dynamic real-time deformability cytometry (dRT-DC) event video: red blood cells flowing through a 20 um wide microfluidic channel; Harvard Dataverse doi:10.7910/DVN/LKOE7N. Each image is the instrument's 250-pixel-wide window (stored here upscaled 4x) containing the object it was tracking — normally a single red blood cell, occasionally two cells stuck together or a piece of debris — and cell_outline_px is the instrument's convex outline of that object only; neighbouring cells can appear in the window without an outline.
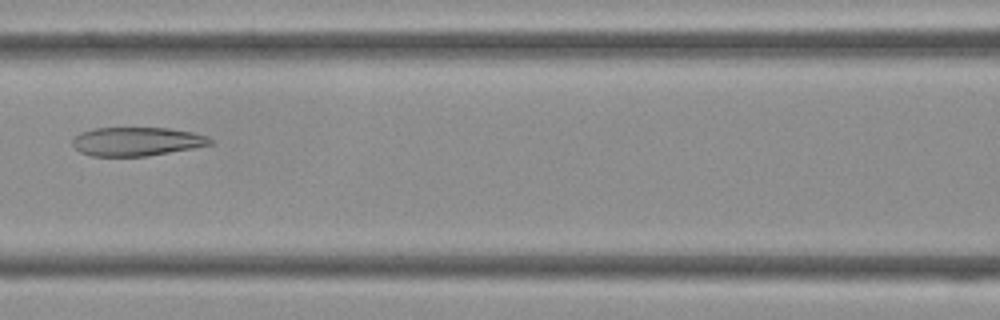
{"species": "Egyptian fruit bat (a non-hibernating species)", "species_latin": "Rousettus aegyptiacus", "temperature_condition": "cold", "stored_images_in_passage": 43, "camera_frame_rate_fps": 3000, "um_per_image_px": 0.085, "frame": {"image": 1, "passage_image": 19, "time_ms": 6.0, "image_size_px": [1000, 320], "cell_outline_px": [[212, 144], [192, 148], [148, 156], [92, 156], [80, 152], [72, 144], [72, 140], [80, 132], [92, 128], [168, 128], [192, 132], [208, 136], [212, 140]], "centroid_in_image_um": [11.6, 12.02], "position_along_channel_um": 155.0, "area_um2": 23.0}}
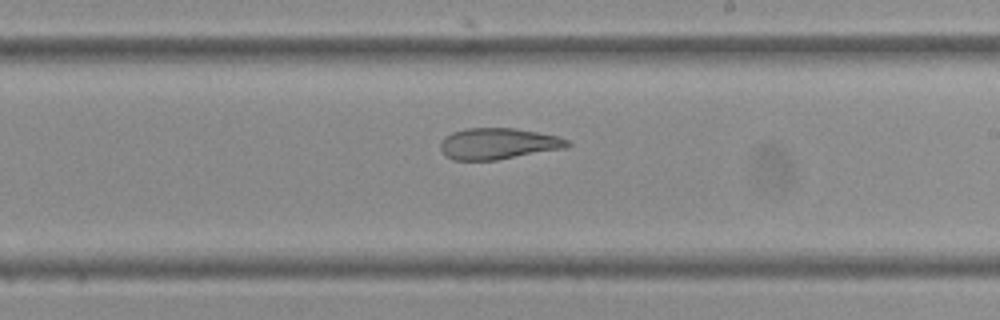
{"frame": {"image": 2, "passage_image": 25, "time_ms": 8.0, "image_size_px": [1000, 320], "cell_outline_px": [[572, 144], [568, 148], [496, 160], [452, 160], [444, 156], [440, 148], [440, 140], [444, 136], [452, 132], [468, 128], [516, 128], [560, 136], [568, 140]], "centroid_in_image_um": [42.35, 12.21], "position_along_channel_um": 246.6, "area_um2": 23.52}}
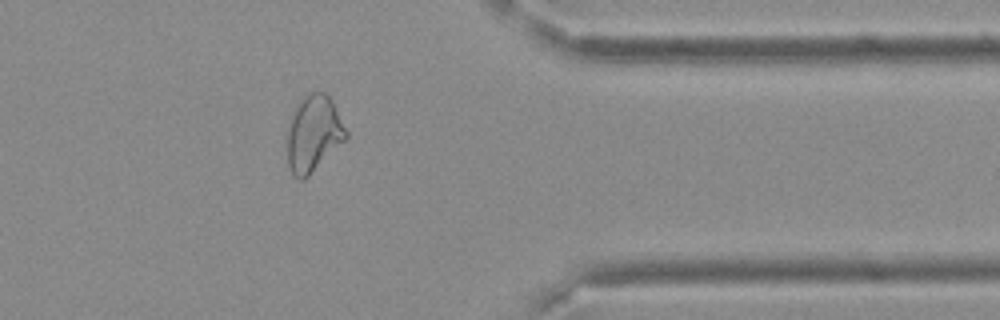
{"frame": {"image": 3, "passage_image": 35, "time_ms": 11.333, "image_size_px": [1000, 320], "cell_outline_px": [[348, 136], [304, 180], [296, 180], [292, 176], [288, 168], [288, 120], [296, 104], [308, 92], [324, 92], [332, 100], [348, 132]], "centroid_in_image_um": [26.62, 11.35], "position_along_channel_um": 384.8, "area_um2": 26.18}}